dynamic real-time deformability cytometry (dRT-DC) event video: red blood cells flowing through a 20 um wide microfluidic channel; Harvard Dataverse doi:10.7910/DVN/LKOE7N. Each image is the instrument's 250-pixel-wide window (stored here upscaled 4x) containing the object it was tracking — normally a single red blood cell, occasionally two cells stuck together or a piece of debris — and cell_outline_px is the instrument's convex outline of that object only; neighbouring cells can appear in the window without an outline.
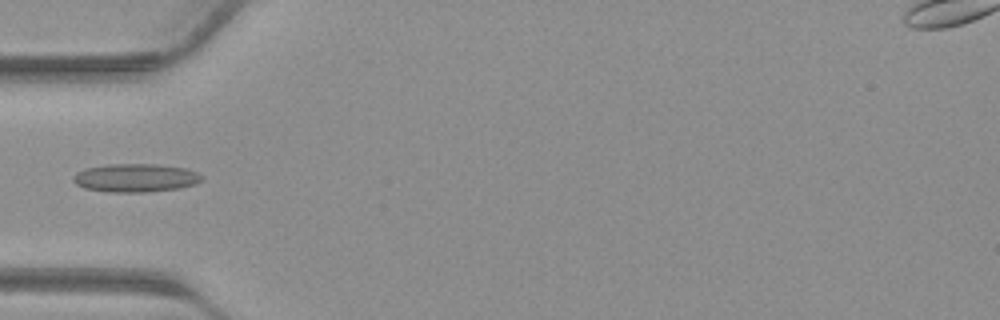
{"species": "common noctule bat (a hibernating species)", "species_latin": "Nyctalus noctula", "temperature_condition": "warm", "stored_images_in_passage": 29, "camera_frame_rate_fps": 3000, "um_per_image_px": 0.085, "animal": {"sex": "male", "body_mass_g": 23.1, "forearm_length_mm": 52.7}, "frame": {"image": 1, "passage_image": 2, "time_ms": 0.333, "image_size_px": [1000, 320], "cell_outline_px": [[204, 180], [196, 184], [180, 188], [144, 192], [108, 192], [84, 188], [76, 184], [72, 180], [72, 176], [76, 172], [84, 168], [108, 164], [156, 164], [184, 168], [196, 172], [204, 176]], "centroid_in_image_um": [11.51, 15.12], "position_along_channel_um": 73.5, "area_um2": 21.44}}
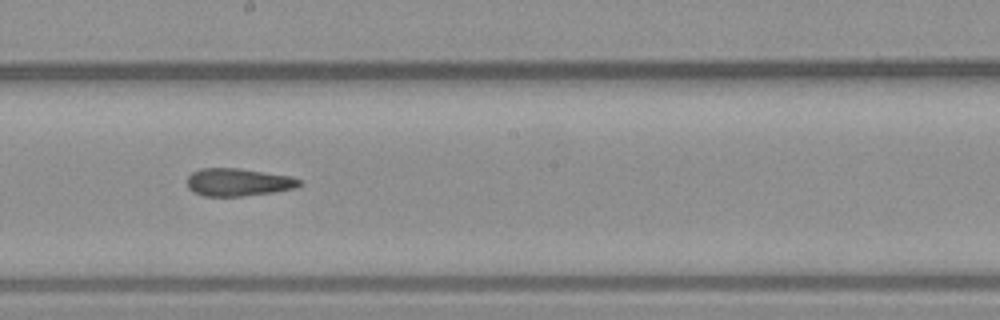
{"frame": {"image": 2, "passage_image": 11, "time_ms": 3.333, "image_size_px": [1000, 320], "cell_outline_px": [[304, 184], [296, 188], [272, 192], [240, 196], [204, 196], [192, 192], [188, 188], [188, 176], [192, 172], [200, 168], [240, 168], [292, 176], [300, 180]], "centroid_in_image_um": [20.26, 15.48], "position_along_channel_um": 227.9, "area_um2": 18.26}}
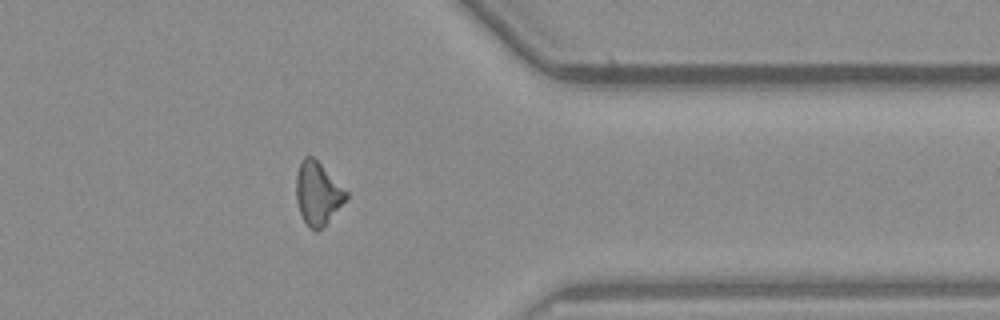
{"frame": {"image": 3, "passage_image": 21, "time_ms": 6.667, "image_size_px": [1000, 320], "cell_outline_px": [[348, 196], [328, 220], [316, 232], [308, 228], [300, 212], [296, 200], [296, 176], [300, 160], [304, 156], [312, 156], [348, 192]], "centroid_in_image_um": [26.96, 16.42], "position_along_channel_um": 384.4, "area_um2": 17.92}}